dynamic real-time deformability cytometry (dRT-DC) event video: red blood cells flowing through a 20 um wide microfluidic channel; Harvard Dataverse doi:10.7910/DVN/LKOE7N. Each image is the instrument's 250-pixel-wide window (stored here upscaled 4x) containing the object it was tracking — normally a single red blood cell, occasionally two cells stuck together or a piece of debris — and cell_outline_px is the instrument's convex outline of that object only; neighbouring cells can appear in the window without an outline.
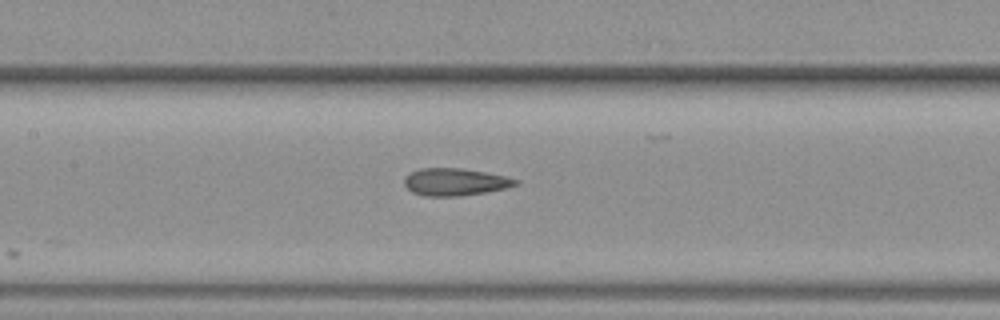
{"species": "common noctule bat (a hibernating species)", "species_latin": "Nyctalus noctula", "temperature_condition": "warm", "stored_images_in_passage": 5, "camera_frame_rate_fps": 3000, "um_per_image_px": 0.085, "animal": {"sex": "female", "body_mass_g": 19.3, "forearm_length_mm": 54.1}, "frame": {"image": 1, "passage_image": 5, "time_ms": 5.0, "image_size_px": [1000, 320], "cell_outline_px": [[520, 184], [508, 188], [460, 196], [424, 196], [412, 192], [404, 184], [404, 180], [408, 172], [420, 168], [460, 168], [508, 176], [520, 180]], "centroid_in_image_um": [38.7, 15.46], "position_along_channel_um": 168.7, "area_um2": 17.92}}